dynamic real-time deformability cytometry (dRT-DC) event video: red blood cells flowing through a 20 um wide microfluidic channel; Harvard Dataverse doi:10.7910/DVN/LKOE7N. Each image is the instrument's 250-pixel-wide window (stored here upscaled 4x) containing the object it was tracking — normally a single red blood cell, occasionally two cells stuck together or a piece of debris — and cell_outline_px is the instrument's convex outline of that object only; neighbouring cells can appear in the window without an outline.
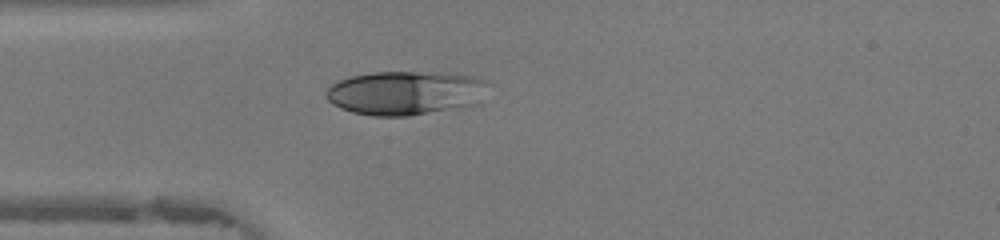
{"species": "human", "species_latin": "Homo sapiens", "temperature_condition": "warm", "stored_images_in_passage": 46, "camera_frame_rate_fps": 3000, "um_per_image_px": 0.085, "donor": {"sex": "female"}, "frame": {"image": 1, "passage_image": 12, "time_ms": 3.667, "image_size_px": [1000, 240], "cell_outline_px": [[484, 80], [476, 104], [408, 116], [372, 116], [352, 112], [340, 108], [332, 104], [324, 96], [324, 92], [332, 84], [340, 80], [352, 76], [372, 72], [448, 72], [476, 76]], "centroid_in_image_um": [34.35, 7.89], "position_along_channel_um": 50.7, "area_um2": 41.15}}
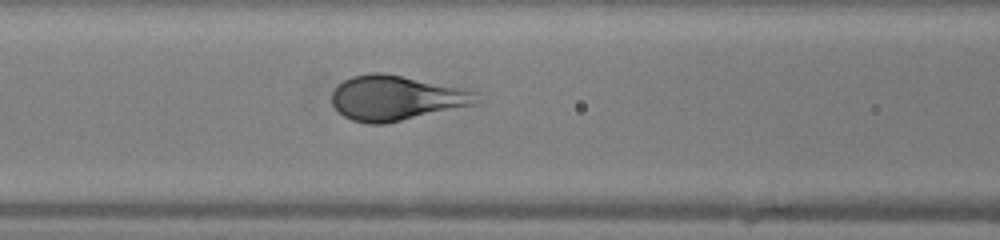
{"frame": {"image": 2, "passage_image": 18, "time_ms": 5.667, "image_size_px": [1000, 240], "cell_outline_px": [[476, 104], [384, 124], [368, 124], [352, 120], [344, 116], [332, 104], [332, 92], [344, 80], [352, 76], [372, 72], [380, 72], [464, 88], [476, 92]], "centroid_in_image_um": [33.64, 8.33], "position_along_channel_um": 133.0, "area_um2": 37.4}}
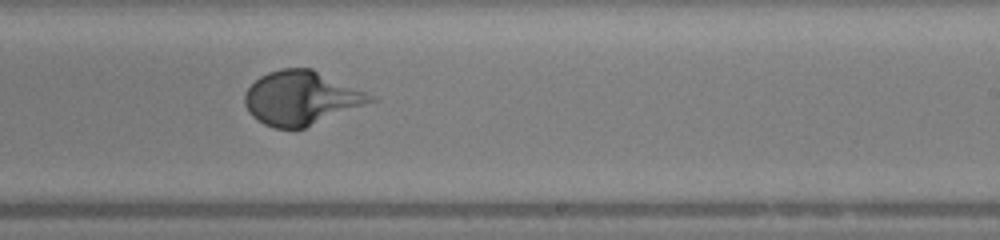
{"frame": {"image": 3, "passage_image": 27, "time_ms": 8.667, "image_size_px": [1000, 240], "cell_outline_px": [[380, 100], [304, 128], [272, 128], [264, 124], [252, 116], [248, 112], [244, 104], [244, 92], [260, 76], [268, 72], [280, 68], [312, 68], [376, 96]], "centroid_in_image_um": [25.63, 8.33], "position_along_channel_um": 263.4, "area_um2": 39.77}, "authors_computed_cell_mechanics": {"area_um2": 39.7664, "velocity_mm_per_s": 4.3634, "shape_relaxation_time_tau1_ms": 3.2996, "shape_relaxation_time_tau2_ms": null, "deformation_change_tau1": 0.235, "deformation_change_tau2": null}}